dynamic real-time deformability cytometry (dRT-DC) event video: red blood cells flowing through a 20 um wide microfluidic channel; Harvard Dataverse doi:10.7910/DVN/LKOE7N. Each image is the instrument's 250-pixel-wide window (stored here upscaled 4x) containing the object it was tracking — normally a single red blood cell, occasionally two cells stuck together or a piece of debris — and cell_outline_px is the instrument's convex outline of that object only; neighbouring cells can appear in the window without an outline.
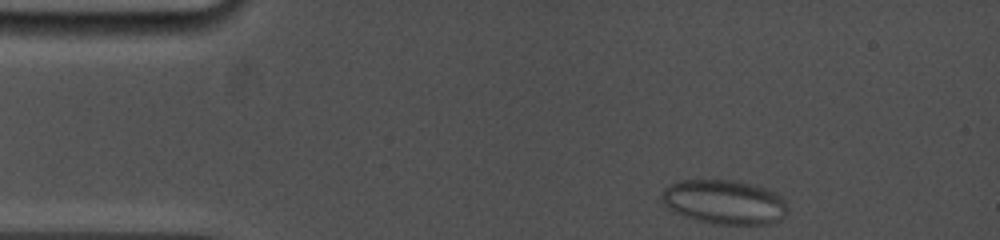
{"species": "common noctule bat (a hibernating species)", "species_latin": "Nyctalus noctula", "temperature_condition": "cold", "stored_images_in_passage": 36, "camera_frame_rate_fps": 5000, "um_per_image_px": 0.085, "animal": {"sex": "female", "body_mass_g": 19.0, "forearm_length_mm": 53.3}, "frame": {"image": 1, "passage_image": 1, "time_ms": 0.0, "image_size_px": [1000, 240], "cell_outline_px": [[788, 212], [780, 220], [768, 224], [716, 224], [684, 216], [668, 208], [660, 200], [660, 196], [664, 188], [680, 180], [732, 180], [756, 184], [776, 192], [784, 200], [788, 208]], "centroid_in_image_um": [61.59, 17.16], "position_along_channel_um": 23.4, "area_um2": 32.66}}
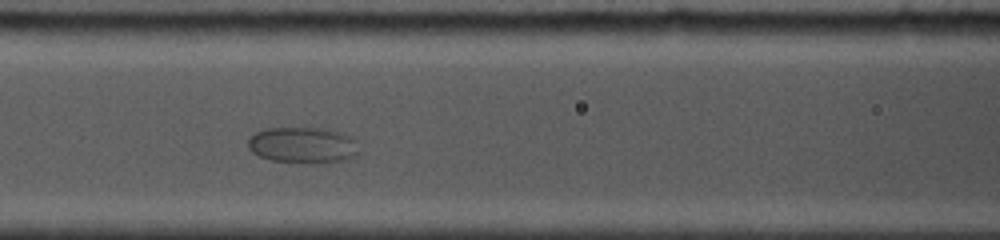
{"frame": {"image": 2, "passage_image": 14, "time_ms": 5.0, "image_size_px": [1000, 240], "cell_outline_px": [[360, 152], [356, 156], [348, 160], [320, 164], [316, 164], [272, 160], [260, 156], [252, 152], [248, 148], [248, 140], [256, 132], [264, 128], [328, 128], [344, 132], [352, 136], [356, 140]], "centroid_in_image_um": [25.83, 12.34], "position_along_channel_um": 140.8, "area_um2": 23.99}}
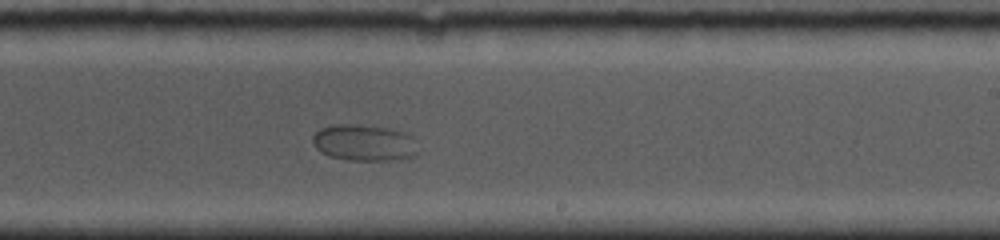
{"frame": {"image": 3, "passage_image": 22, "time_ms": 8.2, "image_size_px": [1000, 240], "cell_outline_px": [[416, 156], [388, 160], [348, 160], [328, 156], [320, 152], [312, 144], [312, 136], [320, 128], [332, 124], [356, 124], [388, 128], [404, 132], [412, 136], [416, 152]], "centroid_in_image_um": [30.88, 12.12], "position_along_channel_um": 258.1, "area_um2": 22.37}}